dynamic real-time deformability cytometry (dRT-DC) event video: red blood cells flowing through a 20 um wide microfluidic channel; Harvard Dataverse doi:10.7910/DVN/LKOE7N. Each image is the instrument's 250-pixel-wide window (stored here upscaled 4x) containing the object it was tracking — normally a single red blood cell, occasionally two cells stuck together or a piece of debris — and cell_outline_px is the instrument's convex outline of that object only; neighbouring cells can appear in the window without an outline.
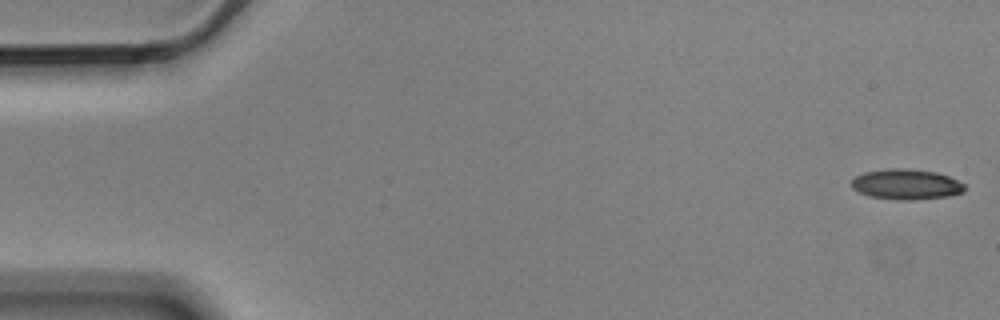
{"species": "Egyptian fruit bat (a non-hibernating species)", "species_latin": "Rousettus aegyptiacus", "temperature_condition": "cold", "stored_images_in_passage": 6, "camera_frame_rate_fps": 3000, "um_per_image_px": 0.085, "animal": {"sex": "male"}, "frame": {"image": 1, "passage_image": 1, "time_ms": 0.0, "image_size_px": [1000, 320], "cell_outline_px": [[964, 192], [948, 196], [912, 200], [900, 200], [868, 196], [852, 188], [852, 180], [856, 176], [864, 172], [884, 168], [908, 168], [936, 172], [948, 176], [964, 184]], "centroid_in_image_um": [77.01, 15.66], "position_along_channel_um": 8.0, "area_um2": 20.06}}
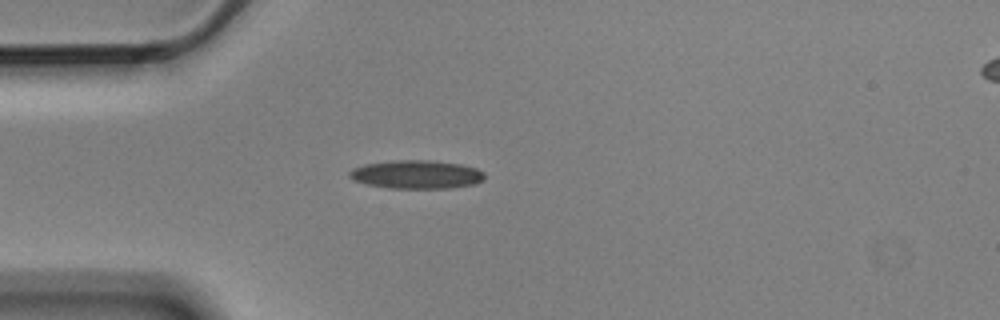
{"frame": {"image": 2, "passage_image": 5, "time_ms": 1.333, "image_size_px": [1000, 320], "cell_outline_px": [[484, 180], [476, 184], [452, 188], [388, 188], [364, 184], [352, 180], [348, 176], [348, 172], [352, 168], [364, 164], [392, 160], [428, 160], [460, 164], [476, 168], [484, 172]], "centroid_in_image_um": [35.37, 14.83], "position_along_channel_um": 49.6, "area_um2": 22.72}}